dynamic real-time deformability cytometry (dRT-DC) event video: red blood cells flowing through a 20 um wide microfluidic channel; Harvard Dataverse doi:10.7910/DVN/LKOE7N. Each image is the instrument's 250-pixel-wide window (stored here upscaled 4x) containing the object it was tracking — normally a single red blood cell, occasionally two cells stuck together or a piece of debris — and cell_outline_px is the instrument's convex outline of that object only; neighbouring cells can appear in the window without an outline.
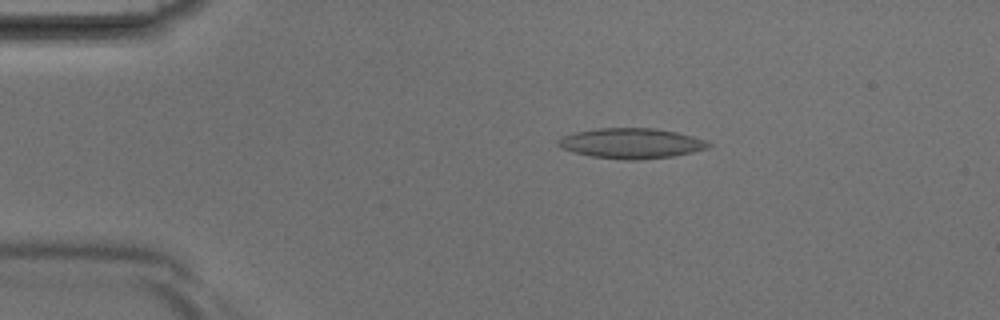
{"species": "Egyptian fruit bat (a non-hibernating species)", "species_latin": "Rousettus aegyptiacus", "temperature_condition": "room temperature", "stored_images_in_passage": 41, "camera_frame_rate_fps": 3000, "um_per_image_px": 0.085, "animal": {"sex": "male"}, "frame": {"image": 1, "passage_image": 8, "time_ms": 2.333, "image_size_px": [1000, 320], "cell_outline_px": [[712, 144], [708, 148], [692, 152], [672, 156], [640, 160], [628, 160], [592, 156], [576, 152], [564, 148], [556, 144], [556, 140], [564, 136], [576, 132], [596, 128], [656, 128], [676, 132], [692, 136], [704, 140]], "centroid_in_image_um": [53.68, 12.17], "position_along_channel_um": 31.3, "area_um2": 26.24}}
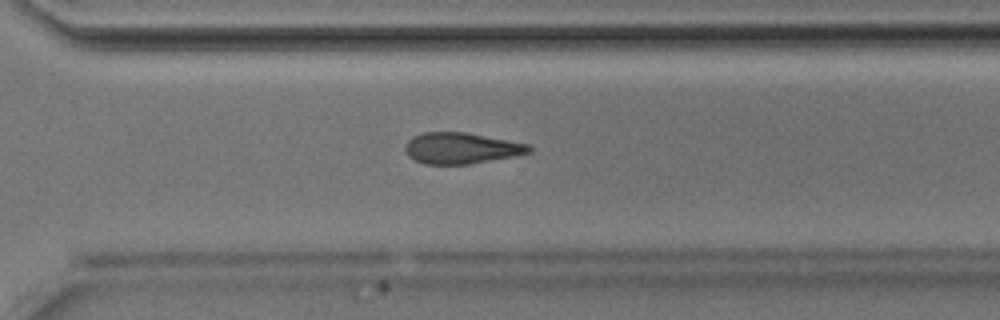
{"frame": {"image": 2, "passage_image": 29, "time_ms": 9.333, "image_size_px": [1000, 320], "cell_outline_px": [[532, 152], [516, 156], [472, 164], [424, 164], [412, 160], [408, 156], [404, 148], [404, 144], [412, 136], [424, 132], [464, 132], [532, 144]], "centroid_in_image_um": [39.22, 12.6], "position_along_channel_um": 331.4, "area_um2": 22.89}}
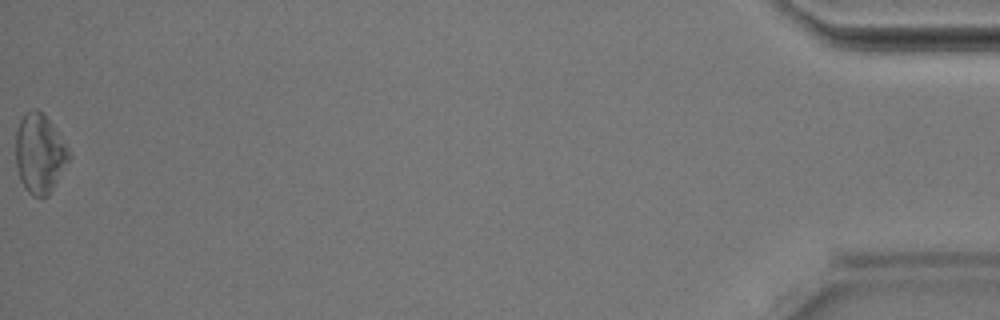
{"frame": {"image": 3, "passage_image": 41, "time_ms": 13.333, "image_size_px": [1000, 320], "cell_outline_px": [[72, 156], [48, 196], [32, 196], [28, 192], [20, 180], [16, 164], [16, 132], [20, 120], [32, 108], [36, 108], [44, 112], [56, 128]], "centroid_in_image_um": [3.38, 13.03], "position_along_channel_um": 431.8, "area_um2": 24.68}}